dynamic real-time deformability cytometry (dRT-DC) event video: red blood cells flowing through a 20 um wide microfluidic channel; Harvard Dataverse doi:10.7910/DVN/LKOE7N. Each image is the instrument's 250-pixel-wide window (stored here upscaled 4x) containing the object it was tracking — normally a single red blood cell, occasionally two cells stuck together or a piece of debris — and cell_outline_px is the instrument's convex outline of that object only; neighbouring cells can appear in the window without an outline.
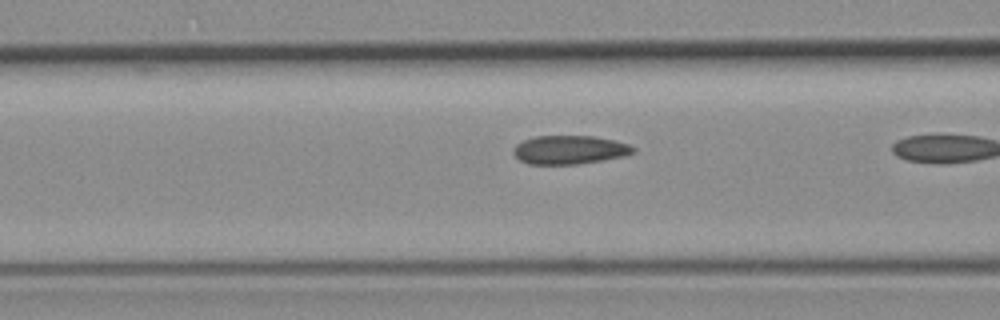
{"species": "common noctule bat (a hibernating species)", "species_latin": "Nyctalus noctula", "temperature_condition": "room temperature", "stored_images_in_passage": 21, "camera_frame_rate_fps": 3000, "um_per_image_px": 0.085, "animal": {"sex": "female", "body_mass_g": 19.3, "forearm_length_mm": 54.1}, "frame": {"image": 1, "passage_image": 20, "time_ms": 6.333, "image_size_px": [1000, 320], "cell_outline_px": [[636, 152], [624, 156], [604, 160], [576, 164], [528, 164], [520, 160], [512, 152], [512, 148], [516, 144], [524, 140], [536, 136], [592, 136], [612, 140], [628, 144], [636, 148]], "centroid_in_image_um": [48.4, 12.74], "position_along_channel_um": 118.2, "area_um2": 20.0}}